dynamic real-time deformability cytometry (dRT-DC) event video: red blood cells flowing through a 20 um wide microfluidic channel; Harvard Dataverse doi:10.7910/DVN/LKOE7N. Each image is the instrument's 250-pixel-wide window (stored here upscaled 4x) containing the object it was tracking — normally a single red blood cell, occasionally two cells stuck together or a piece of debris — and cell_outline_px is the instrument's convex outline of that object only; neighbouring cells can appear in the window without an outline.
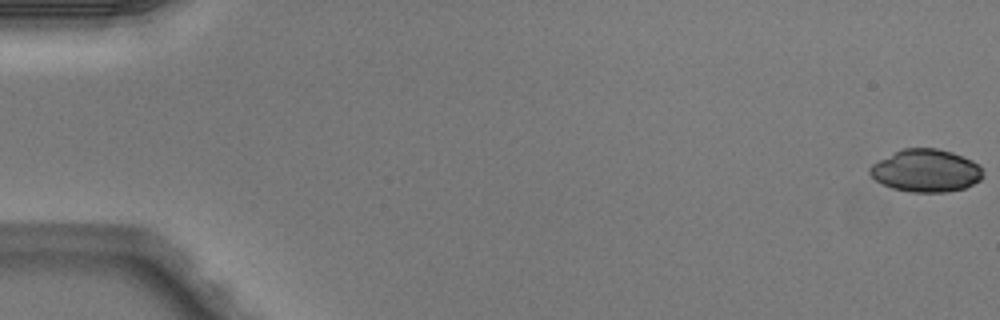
{"species": "Egyptian fruit bat (a non-hibernating species)", "species_latin": "Rousettus aegyptiacus", "temperature_condition": "warm", "stored_images_in_passage": 6, "segment_of_instrument_passage": [1, 2], "camera_frame_rate_fps": 3000, "um_per_image_px": 0.085, "animal": {"sex": "male"}, "frame": {"image": 1, "passage_image": 1, "time_ms": 0.0, "image_size_px": [1000, 320], "cell_outline_px": [[984, 176], [980, 180], [964, 188], [948, 192], [912, 192], [892, 188], [876, 180], [868, 172], [868, 168], [872, 164], [904, 148], [936, 148], [952, 152], [972, 160], [984, 172]], "centroid_in_image_um": [78.72, 14.51], "position_along_channel_um": 6.3, "area_um2": 27.86}}
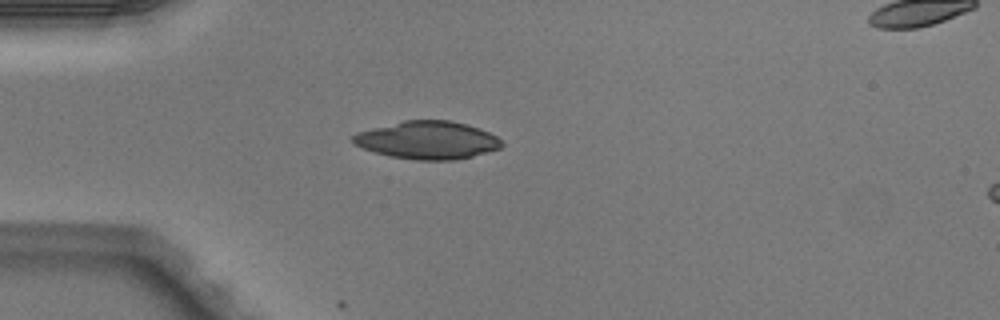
{"frame": {"image": 2, "passage_image": 5, "time_ms": 1.333, "image_size_px": [1000, 320], "cell_outline_px": [[504, 144], [500, 148], [472, 156], [456, 160], [416, 160], [388, 156], [364, 148], [356, 144], [352, 140], [352, 136], [356, 132], [404, 120], [452, 120], [468, 124], [480, 128], [496, 136]], "centroid_in_image_um": [36.36, 11.9], "position_along_channel_um": 48.6, "area_um2": 32.77}}